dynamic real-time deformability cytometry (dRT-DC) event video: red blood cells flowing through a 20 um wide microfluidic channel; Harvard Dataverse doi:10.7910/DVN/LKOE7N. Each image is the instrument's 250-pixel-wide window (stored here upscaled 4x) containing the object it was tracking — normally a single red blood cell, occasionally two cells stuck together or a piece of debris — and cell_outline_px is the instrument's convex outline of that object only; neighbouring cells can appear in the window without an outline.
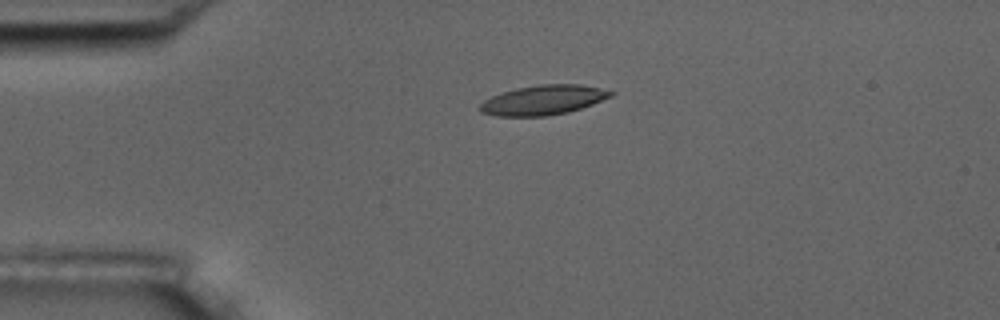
{"species": "common noctule bat (a hibernating species)", "species_latin": "Nyctalus noctula", "temperature_condition": "room temperature", "stored_images_in_passage": 1, "camera_frame_rate_fps": 3000, "um_per_image_px": 0.085, "animal": {"sex": "male", "body_mass_g": 17.5, "forearm_length_mm": 52.3}, "frame": {"image": 1, "passage_image": 1, "time_ms": 0.0, "image_size_px": [1000, 320], "cell_outline_px": [[616, 92], [612, 96], [592, 104], [568, 112], [544, 116], [496, 116], [480, 112], [480, 104], [484, 100], [492, 96], [516, 88], [540, 84], [580, 84], [600, 88]], "centroid_in_image_um": [46.18, 8.5], "position_along_channel_um": 38.8, "area_um2": 22.48}}